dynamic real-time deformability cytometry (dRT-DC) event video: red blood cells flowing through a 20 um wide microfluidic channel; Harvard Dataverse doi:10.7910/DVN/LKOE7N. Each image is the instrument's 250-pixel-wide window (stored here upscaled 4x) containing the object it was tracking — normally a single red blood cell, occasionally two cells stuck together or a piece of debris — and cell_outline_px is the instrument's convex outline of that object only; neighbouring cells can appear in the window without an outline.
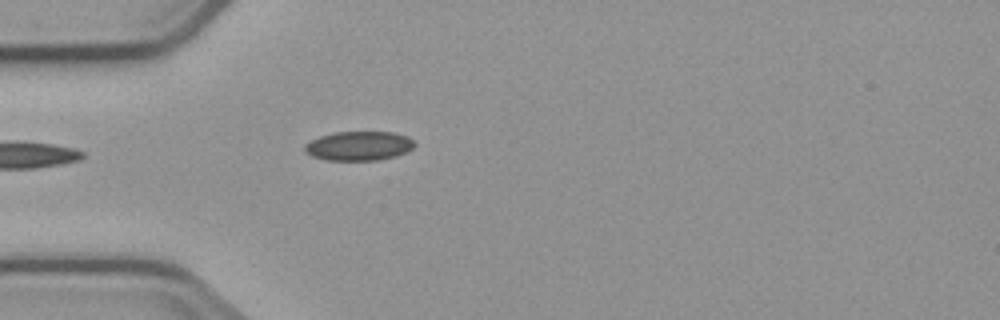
{"species": "common noctule bat (a hibernating species)", "species_latin": "Nyctalus noctula", "temperature_condition": "cold", "stored_images_in_passage": 4, "camera_frame_rate_fps": 3000, "um_per_image_px": 0.085, "animal": {"sex": "male", "body_mass_g": 23.1, "forearm_length_mm": 52.7}, "frame": {"image": 1, "passage_image": 4, "time_ms": 4.667, "image_size_px": [1000, 320], "cell_outline_px": [[416, 144], [412, 148], [396, 156], [376, 160], [328, 160], [312, 156], [304, 152], [304, 144], [320, 136], [332, 132], [392, 132], [408, 136]], "centroid_in_image_um": [30.48, 12.39], "position_along_channel_um": 54.5, "area_um2": 18.67}}